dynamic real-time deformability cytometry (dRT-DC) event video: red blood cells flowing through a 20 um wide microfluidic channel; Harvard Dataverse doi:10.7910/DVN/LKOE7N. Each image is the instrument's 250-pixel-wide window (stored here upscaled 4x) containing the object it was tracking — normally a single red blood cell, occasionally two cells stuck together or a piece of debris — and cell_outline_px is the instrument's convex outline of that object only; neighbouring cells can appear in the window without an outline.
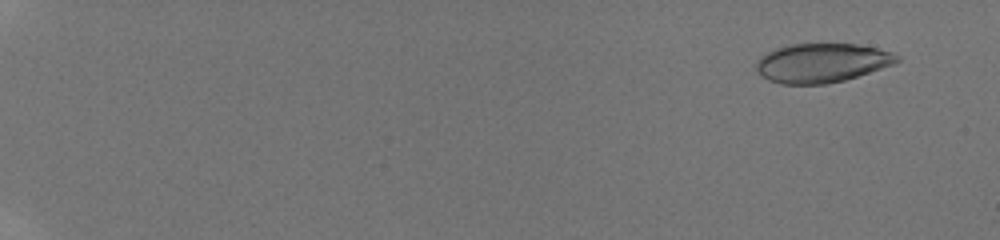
{"species": "human", "species_latin": "Homo sapiens", "temperature_condition": "room temperature", "stored_images_in_passage": 20, "camera_frame_rate_fps": 3000, "um_per_image_px": 0.085, "donor": {"sex": "male"}, "frame": {"image": 1, "passage_image": 1, "time_ms": 0.0, "image_size_px": [1000, 240], "cell_outline_px": [[900, 60], [892, 64], [844, 80], [824, 84], [780, 84], [768, 80], [756, 68], [756, 64], [760, 56], [776, 48], [788, 44], [856, 44], [876, 48], [892, 52], [900, 56]], "centroid_in_image_um": [69.84, 5.34], "position_along_channel_um": 15.2, "area_um2": 31.73}}
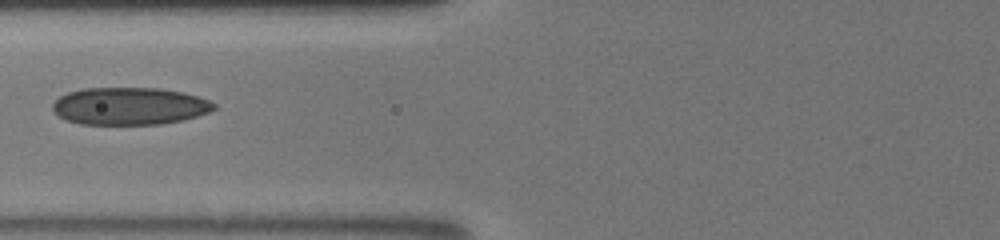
{"frame": {"image": 2, "passage_image": 9, "time_ms": 7.333, "image_size_px": [1000, 240], "cell_outline_px": [[216, 108], [208, 112], [184, 120], [160, 124], [80, 124], [68, 120], [60, 116], [52, 108], [52, 104], [60, 96], [68, 92], [84, 88], [160, 88], [184, 92], [208, 100], [216, 104]], "centroid_in_image_um": [11.02, 9.01], "position_along_channel_um": 114.8, "area_um2": 35.08}}
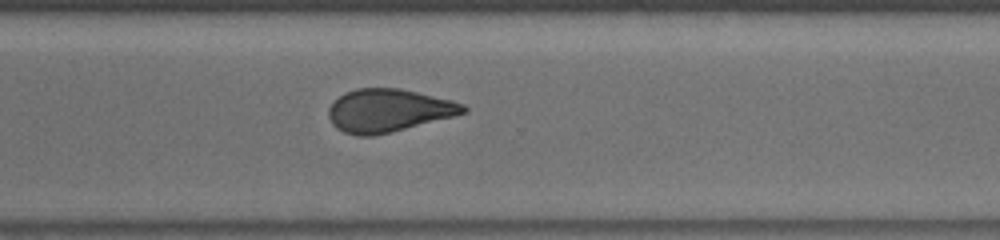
{"frame": {"image": 3, "passage_image": 20, "time_ms": 12.667, "image_size_px": [1000, 240], "cell_outline_px": [[468, 112], [456, 116], [372, 136], [356, 136], [344, 132], [336, 128], [332, 124], [328, 116], [328, 108], [344, 92], [356, 88], [400, 88], [452, 100], [464, 104], [468, 108]], "centroid_in_image_um": [33.03, 9.39], "position_along_channel_um": 337.6, "area_um2": 33.76}}